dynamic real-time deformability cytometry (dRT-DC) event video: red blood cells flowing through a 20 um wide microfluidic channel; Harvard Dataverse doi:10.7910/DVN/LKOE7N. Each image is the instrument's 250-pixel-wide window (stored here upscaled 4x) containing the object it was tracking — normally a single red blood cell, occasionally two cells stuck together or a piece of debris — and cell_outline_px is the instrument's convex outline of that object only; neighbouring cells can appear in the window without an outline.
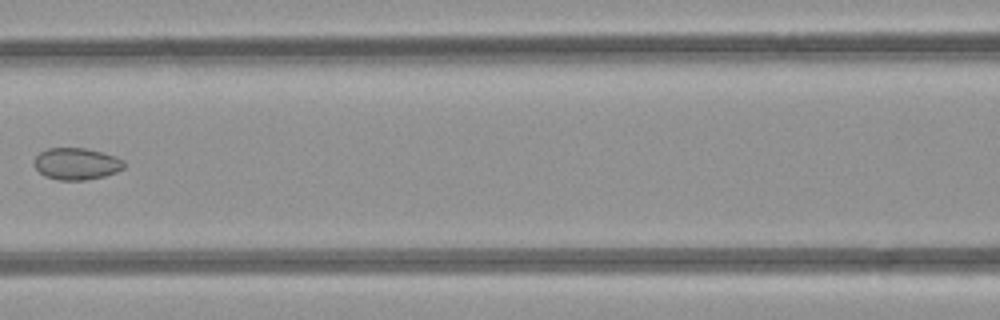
{"species": "common noctule bat (a hibernating species)", "species_latin": "Nyctalus noctula", "temperature_condition": "room temperature", "stored_images_in_passage": 3, "camera_frame_rate_fps": 3000, "um_per_image_px": 0.085, "animal": {"sex": "female", "body_mass_g": 21.9}, "frame": {"image": 1, "passage_image": 3, "time_ms": 2.333, "image_size_px": [1000, 320], "cell_outline_px": [[124, 168], [116, 172], [104, 176], [88, 180], [60, 180], [44, 176], [32, 164], [36, 156], [40, 152], [48, 148], [84, 148], [116, 156], [124, 160]], "centroid_in_image_um": [6.49, 13.93], "position_along_channel_um": 160.1, "area_um2": 16.7}}